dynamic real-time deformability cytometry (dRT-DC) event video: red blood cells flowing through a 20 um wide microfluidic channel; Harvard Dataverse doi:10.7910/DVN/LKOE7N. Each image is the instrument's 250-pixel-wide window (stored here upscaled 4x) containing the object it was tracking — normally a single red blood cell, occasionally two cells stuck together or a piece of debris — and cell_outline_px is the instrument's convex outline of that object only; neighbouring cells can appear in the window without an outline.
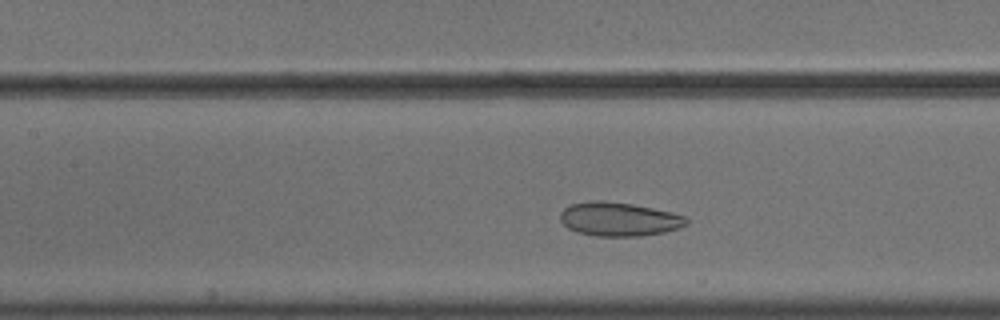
{"species": "common noctule bat (a hibernating species)", "species_latin": "Nyctalus noctula", "temperature_condition": "cold", "stored_images_in_passage": 41, "camera_frame_rate_fps": 3000, "um_per_image_px": 0.085, "animal": {"sex": "male", "body_mass_g": 18.8}, "frame": {"image": 1, "passage_image": 19, "time_ms": 6.0, "image_size_px": [1000, 320], "cell_outline_px": [[688, 224], [680, 228], [664, 232], [644, 236], [592, 236], [576, 232], [568, 228], [560, 220], [560, 212], [564, 208], [572, 204], [592, 200], [600, 200], [632, 204], [672, 212], [688, 216]], "centroid_in_image_um": [52.63, 18.63], "position_along_channel_um": 154.8, "area_um2": 25.14}}
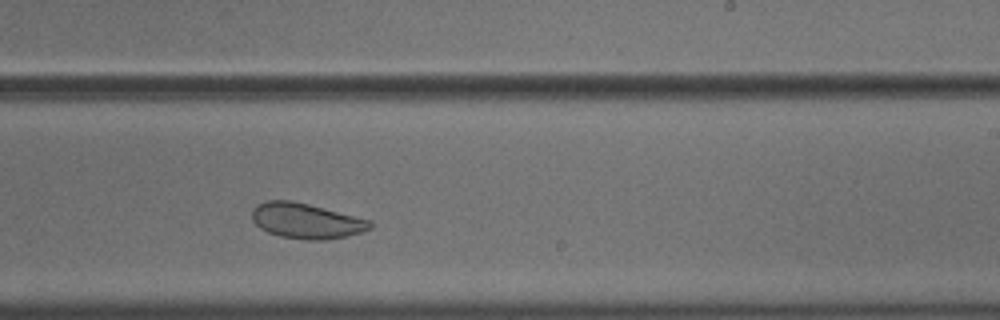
{"frame": {"image": 2, "passage_image": 28, "time_ms": 9.0, "image_size_px": [1000, 320], "cell_outline_px": [[372, 228], [364, 232], [348, 236], [324, 240], [308, 240], [280, 236], [268, 232], [260, 228], [252, 220], [252, 208], [256, 204], [268, 200], [292, 200], [372, 220]], "centroid_in_image_um": [26.04, 18.77], "position_along_channel_um": 263.0, "area_um2": 24.51}}
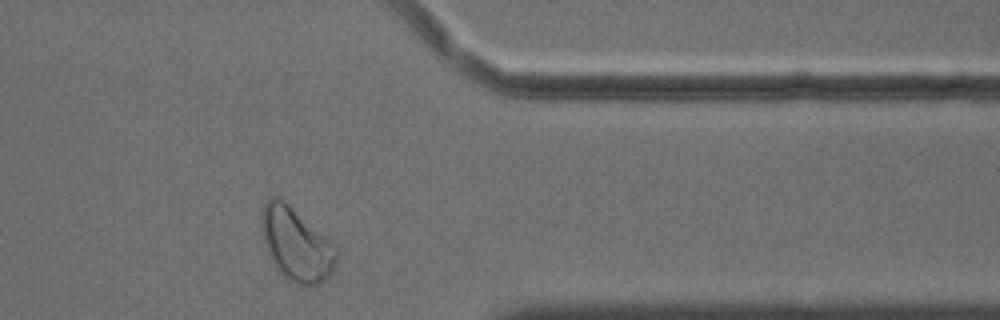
{"frame": {"image": 3, "passage_image": 39, "time_ms": 12.667, "image_size_px": [1000, 320], "cell_outline_px": [[340, 256], [332, 272], [320, 284], [296, 284], [288, 280], [276, 268], [268, 252], [264, 240], [260, 224], [260, 212], [264, 200], [272, 196], [280, 196], [336, 244], [340, 252]], "centroid_in_image_um": [25.2, 20.71], "position_along_channel_um": 386.2, "area_um2": 32.6}, "authors_computed_cell_mechanics": {"area_um2": 25.7788, "velocity_mm_per_s": 3.6166, "shape_relaxation_time_tau1_ms": null, "shape_relaxation_time_tau2_ms": 2.6437, "deformation_change_tau1": null, "deformation_change_tau2": 0.0729}}